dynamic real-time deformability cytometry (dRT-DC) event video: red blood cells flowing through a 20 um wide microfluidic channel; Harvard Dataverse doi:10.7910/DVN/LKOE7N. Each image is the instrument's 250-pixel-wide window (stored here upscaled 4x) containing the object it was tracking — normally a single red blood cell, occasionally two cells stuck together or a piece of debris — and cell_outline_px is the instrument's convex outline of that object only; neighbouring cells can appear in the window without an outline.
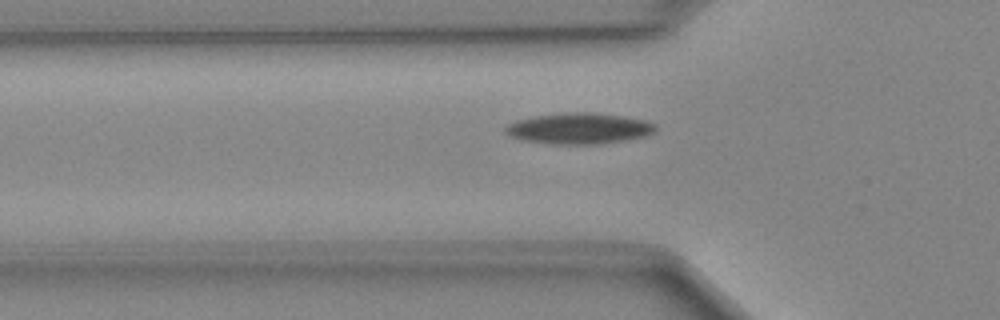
{"species": "Egyptian fruit bat (a non-hibernating species)", "species_latin": "Rousettus aegyptiacus", "temperature_condition": "cold", "stored_images_in_passage": 31, "camera_frame_rate_fps": 3000, "um_per_image_px": 0.085, "animal": {"sex": "female"}, "frame": {"image": 1, "passage_image": 4, "time_ms": 1.0, "image_size_px": [1000, 320], "cell_outline_px": [[656, 132], [644, 136], [624, 140], [600, 144], [552, 144], [520, 140], [504, 132], [504, 128], [508, 124], [516, 120], [536, 116], [564, 112], [592, 112], [624, 116], [648, 120], [656, 124]], "centroid_in_image_um": [49.24, 10.91], "position_along_channel_um": 76.6, "area_um2": 27.34}}
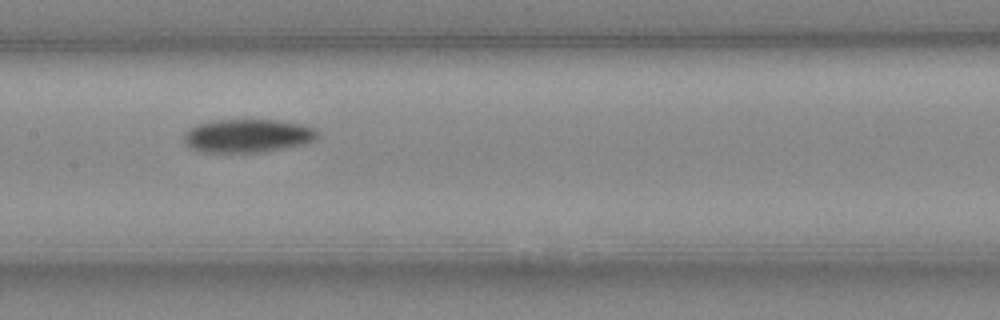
{"frame": {"image": 2, "passage_image": 12, "time_ms": 3.667, "image_size_px": [1000, 320], "cell_outline_px": [[316, 140], [308, 144], [264, 152], [200, 152], [188, 148], [184, 144], [184, 132], [196, 124], [216, 120], [276, 120], [300, 124], [316, 128]], "centroid_in_image_um": [21.03, 11.55], "position_along_channel_um": 186.4, "area_um2": 26.3}}
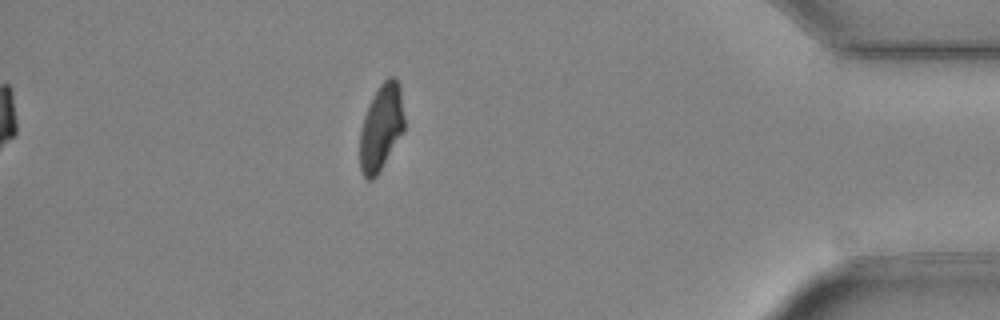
{"frame": {"image": 3, "passage_image": 31, "time_ms": 10.0, "image_size_px": [1000, 320], "cell_outline_px": [[404, 132], [376, 176], [372, 180], [368, 180], [360, 172], [360, 132], [364, 116], [380, 84], [388, 76], [396, 76], [400, 84], [404, 116]], "centroid_in_image_um": [32.42, 10.82], "position_along_channel_um": 402.8, "area_um2": 22.31}}